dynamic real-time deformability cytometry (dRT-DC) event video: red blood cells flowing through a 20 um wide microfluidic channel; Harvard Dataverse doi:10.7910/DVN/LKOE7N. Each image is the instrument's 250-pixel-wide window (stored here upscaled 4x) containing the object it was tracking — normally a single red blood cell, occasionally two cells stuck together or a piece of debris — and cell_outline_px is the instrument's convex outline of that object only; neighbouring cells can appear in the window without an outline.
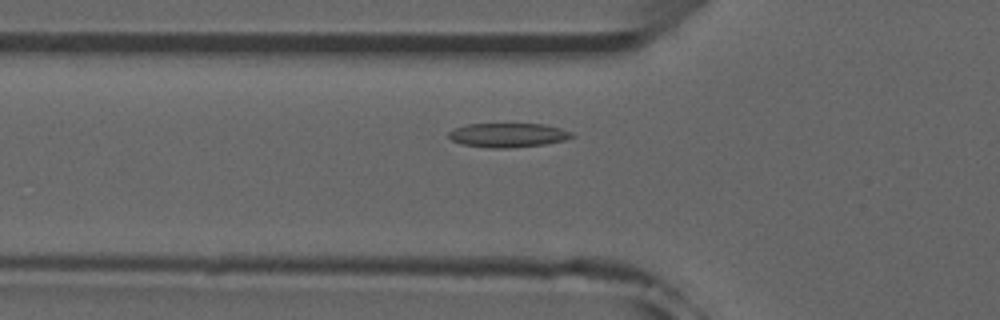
{"species": "common noctule bat (a hibernating species)", "species_latin": "Nyctalus noctula", "temperature_condition": "room temperature", "stored_images_in_passage": 49, "camera_frame_rate_fps": 3000, "um_per_image_px": 0.085, "animal": {"sex": "male", "forearm_length_mm": 52.5}, "frame": {"image": 1, "passage_image": 15, "time_ms": 4.667, "image_size_px": [1000, 320], "cell_outline_px": [[572, 136], [564, 140], [544, 144], [508, 148], [492, 148], [460, 144], [452, 140], [448, 136], [448, 132], [456, 128], [468, 124], [544, 124], [560, 128], [572, 132]], "centroid_in_image_um": [43.15, 11.48], "position_along_channel_um": 82.7, "area_um2": 17.17}, "authors_computed_cell_mechanics": {"area_um2": 16.6464, "velocity_mm_per_s": 3.8838, "shape_relaxation_time_tau1_ms": 5.1913, "shape_relaxation_time_tau2_ms": 3.1865, "deformation_change_tau1": 0.1152, "deformation_change_tau2": 0.0631}}